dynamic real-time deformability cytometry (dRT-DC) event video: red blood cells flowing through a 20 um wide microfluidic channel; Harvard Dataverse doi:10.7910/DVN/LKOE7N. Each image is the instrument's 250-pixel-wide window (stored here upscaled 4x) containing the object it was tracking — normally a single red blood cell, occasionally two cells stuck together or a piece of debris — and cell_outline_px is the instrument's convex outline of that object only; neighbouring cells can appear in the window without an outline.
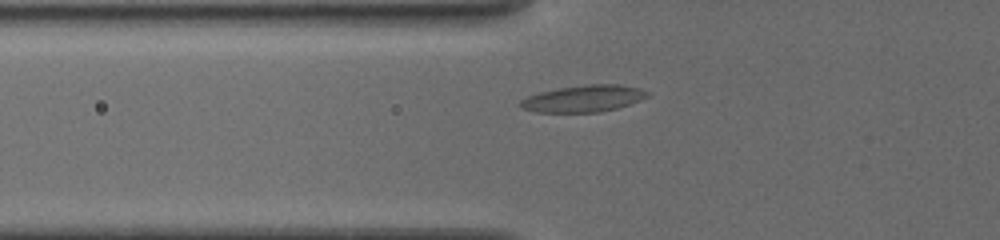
{"species": "common noctule bat (a hibernating species)", "species_latin": "Nyctalus noctula", "temperature_condition": "cold", "stored_images_in_passage": 57, "camera_frame_rate_fps": 3000, "um_per_image_px": 0.085, "animal": {"sex": "female", "body_mass_g": 19.5, "forearm_length_mm": 54.1}, "frame": {"image": 1, "passage_image": 2, "time_ms": 0.333, "image_size_px": [1000, 240], "cell_outline_px": [[652, 92], [648, 96], [640, 100], [616, 108], [600, 112], [536, 112], [520, 108], [516, 104], [520, 100], [528, 96], [540, 92], [560, 88], [584, 84], [620, 84], [640, 88]], "centroid_in_image_um": [49.59, 8.37], "position_along_channel_um": 76.2, "area_um2": 19.94}}
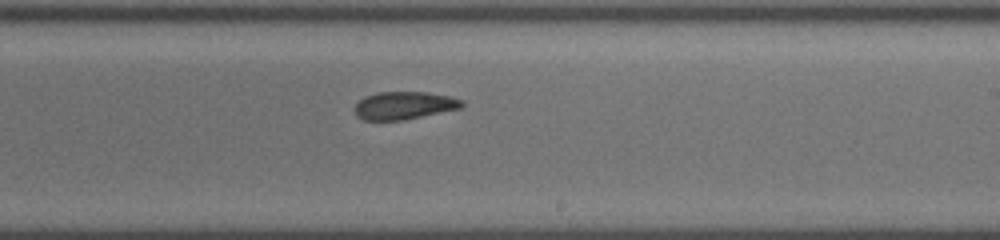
{"frame": {"image": 2, "passage_image": 31, "time_ms": 5.0, "image_size_px": [1000, 240], "cell_outline_px": [[464, 104], [460, 108], [400, 120], [364, 120], [356, 116], [352, 108], [364, 96], [376, 92], [428, 92], [448, 96], [460, 100]], "centroid_in_image_um": [34.26, 8.95], "position_along_channel_um": 254.7, "area_um2": 17.17}}
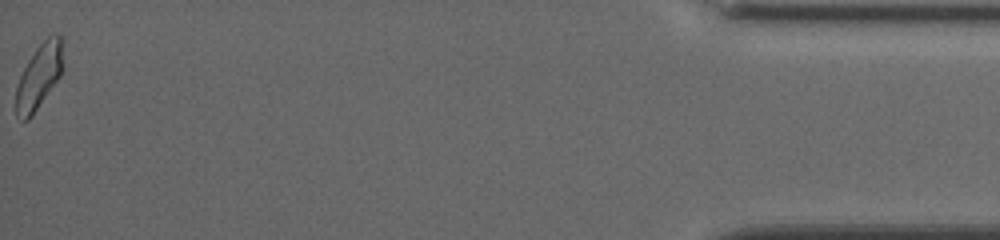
{"frame": {"image": 3, "passage_image": 57, "time_ms": 11.667, "image_size_px": [1000, 240], "cell_outline_px": [[64, 40], [60, 76], [32, 116], [28, 120], [20, 120], [16, 116], [16, 88], [20, 76], [28, 60], [36, 48], [52, 32], [60, 32], [64, 36]], "centroid_in_image_um": [3.34, 6.42], "position_along_channel_um": 431.9, "area_um2": 17.98}, "authors_computed_cell_mechanics": {"area_um2": 18.0336, "velocity_mm_per_s": 3.859, "shape_relaxation_time_tau1_ms": null, "shape_relaxation_time_tau2_ms": 2.0016, "deformation_change_tau1": null, "deformation_change_tau2": 0.0816}}